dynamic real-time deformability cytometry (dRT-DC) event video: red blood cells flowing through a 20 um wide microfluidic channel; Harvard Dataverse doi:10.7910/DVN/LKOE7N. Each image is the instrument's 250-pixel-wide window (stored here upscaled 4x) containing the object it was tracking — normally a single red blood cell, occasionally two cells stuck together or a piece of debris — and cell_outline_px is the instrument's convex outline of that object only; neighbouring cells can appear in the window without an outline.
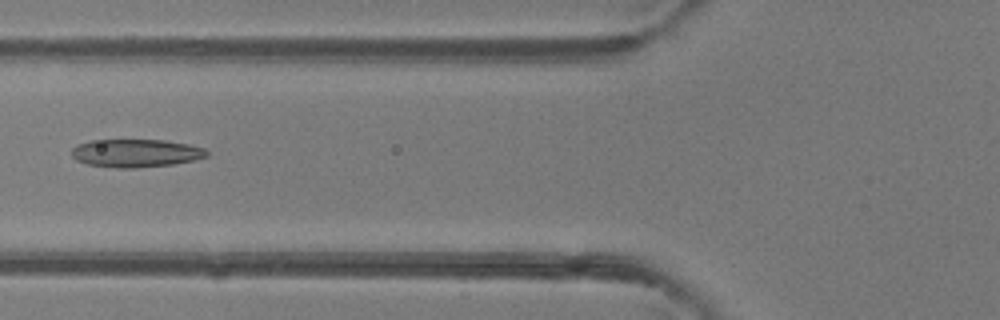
{"species": "common noctule bat (a hibernating species)", "species_latin": "Nyctalus noctula", "temperature_condition": "room temperature", "stored_images_in_passage": 6, "camera_frame_rate_fps": 3000, "um_per_image_px": 0.085, "animal": {"sex": "female"}, "frame": {"image": 1, "passage_image": 6, "time_ms": 5.667, "image_size_px": [1000, 320], "cell_outline_px": [[208, 156], [192, 160], [172, 164], [136, 168], [116, 168], [88, 164], [76, 160], [72, 156], [72, 148], [76, 144], [92, 140], [164, 140], [188, 144], [204, 148], [208, 152]], "centroid_in_image_um": [11.52, 13.01], "position_along_channel_um": 114.3, "area_um2": 22.02}}